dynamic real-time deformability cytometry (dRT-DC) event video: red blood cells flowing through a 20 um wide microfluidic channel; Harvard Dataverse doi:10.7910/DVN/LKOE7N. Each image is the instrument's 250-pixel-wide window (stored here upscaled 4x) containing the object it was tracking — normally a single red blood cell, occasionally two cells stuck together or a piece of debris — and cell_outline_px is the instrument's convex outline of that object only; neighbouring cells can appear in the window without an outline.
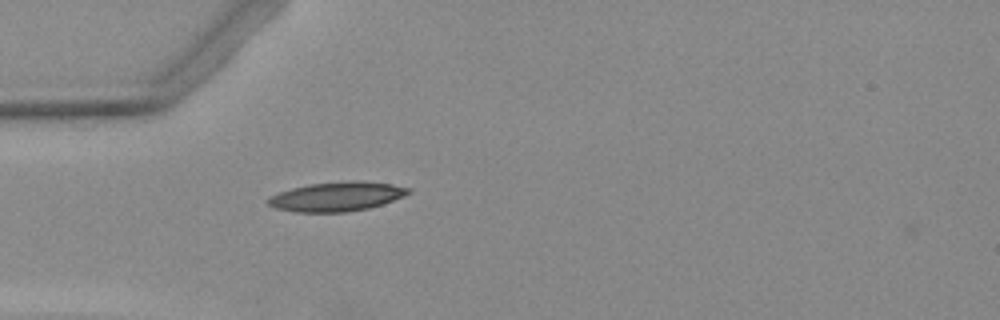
{"species": "Egyptian fruit bat (a non-hibernating species)", "species_latin": "Rousettus aegyptiacus", "temperature_condition": "warm", "stored_images_in_passage": 1, "camera_frame_rate_fps": 3000, "um_per_image_px": 0.085, "animal": {"sex": "female"}, "frame": {"image": 1, "passage_image": 1, "time_ms": 0.0, "image_size_px": [1000, 320], "cell_outline_px": [[412, 192], [404, 196], [384, 204], [368, 208], [348, 212], [296, 212], [276, 208], [268, 204], [268, 200], [272, 196], [280, 192], [292, 188], [308, 184], [352, 180], [364, 180], [392, 184], [412, 188]], "centroid_in_image_um": [28.71, 16.69], "position_along_channel_um": 56.3, "area_um2": 24.1}}